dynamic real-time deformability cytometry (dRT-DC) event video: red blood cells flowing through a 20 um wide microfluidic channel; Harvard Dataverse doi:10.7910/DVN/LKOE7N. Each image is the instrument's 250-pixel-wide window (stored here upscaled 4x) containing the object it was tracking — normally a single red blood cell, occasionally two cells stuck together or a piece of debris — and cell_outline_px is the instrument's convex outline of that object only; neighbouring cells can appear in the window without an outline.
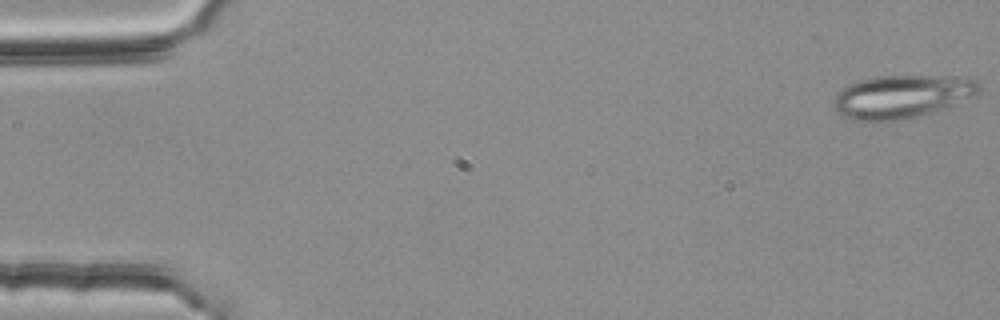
{"species": "common noctule bat (a hibernating species)", "species_latin": "Nyctalus noctula", "temperature_condition": "room temperature", "stored_images_in_passage": 16, "camera_frame_rate_fps": 3000, "um_per_image_px": 0.085, "animal": {"sex": "female", "body_mass_g": 25.1}, "frame": {"image": 1, "passage_image": 1, "time_ms": 0.0, "image_size_px": [1000, 320], "cell_outline_px": [[984, 88], [980, 92], [972, 96], [936, 112], [896, 120], [852, 120], [840, 116], [836, 112], [832, 104], [832, 100], [836, 92], [848, 84], [860, 80], [876, 76], [940, 76], [976, 80]], "centroid_in_image_um": [76.6, 8.21], "position_along_channel_um": 8.4, "area_um2": 36.59}}